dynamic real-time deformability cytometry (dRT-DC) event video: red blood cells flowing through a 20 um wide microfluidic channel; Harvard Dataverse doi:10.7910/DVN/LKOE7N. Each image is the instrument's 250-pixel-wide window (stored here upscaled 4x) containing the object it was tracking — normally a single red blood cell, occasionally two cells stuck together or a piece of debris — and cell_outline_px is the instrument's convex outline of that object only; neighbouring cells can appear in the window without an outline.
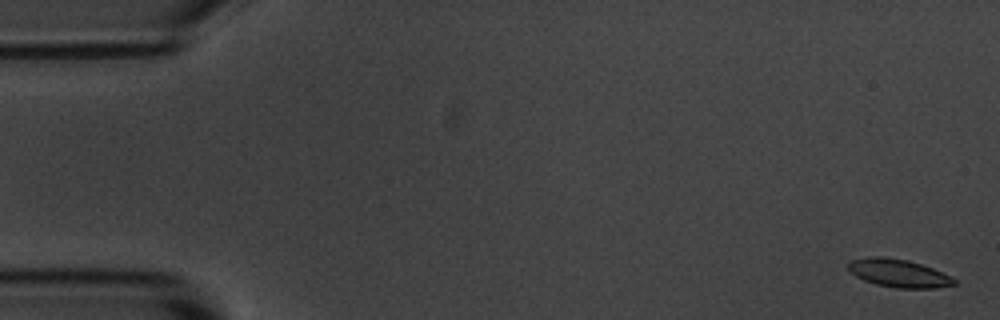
{"species": "common noctule bat (a hibernating species)", "species_latin": "Nyctalus noctula", "temperature_condition": "room temperature", "stored_images_in_passage": 5, "camera_frame_rate_fps": 3000, "um_per_image_px": 0.085, "animal": {"sex": "male", "body_mass_g": 20.1, "forearm_length_mm": 53.5}, "frame": {"image": 1, "passage_image": 1, "time_ms": 0.0, "image_size_px": [1000, 320], "cell_outline_px": [[956, 284], [936, 288], [896, 288], [876, 284], [864, 280], [856, 276], [848, 268], [848, 264], [852, 260], [868, 256], [884, 256], [908, 260], [932, 268], [952, 276], [956, 280]], "centroid_in_image_um": [76.4, 23.22], "position_along_channel_um": 8.6, "area_um2": 17.28}}
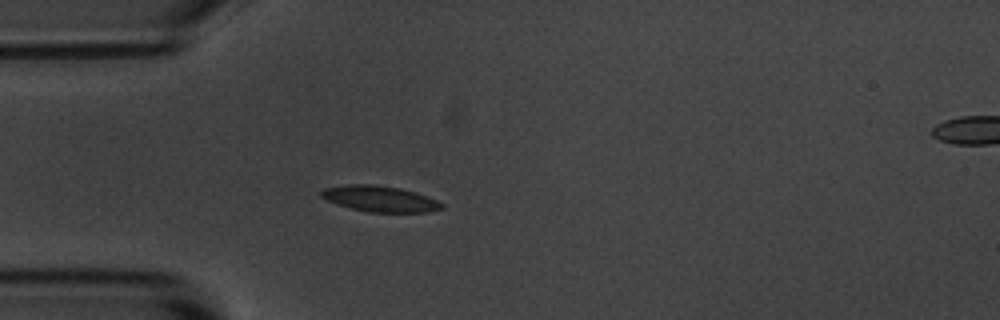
{"frame": {"image": 2, "passage_image": 5, "time_ms": 4.667, "image_size_px": [1000, 320], "cell_outline_px": [[444, 208], [428, 212], [368, 212], [336, 204], [320, 196], [320, 192], [324, 188], [348, 184], [372, 184], [400, 188], [436, 200], [444, 204]], "centroid_in_image_um": [32.26, 16.9], "position_along_channel_um": 52.7, "area_um2": 17.98}}